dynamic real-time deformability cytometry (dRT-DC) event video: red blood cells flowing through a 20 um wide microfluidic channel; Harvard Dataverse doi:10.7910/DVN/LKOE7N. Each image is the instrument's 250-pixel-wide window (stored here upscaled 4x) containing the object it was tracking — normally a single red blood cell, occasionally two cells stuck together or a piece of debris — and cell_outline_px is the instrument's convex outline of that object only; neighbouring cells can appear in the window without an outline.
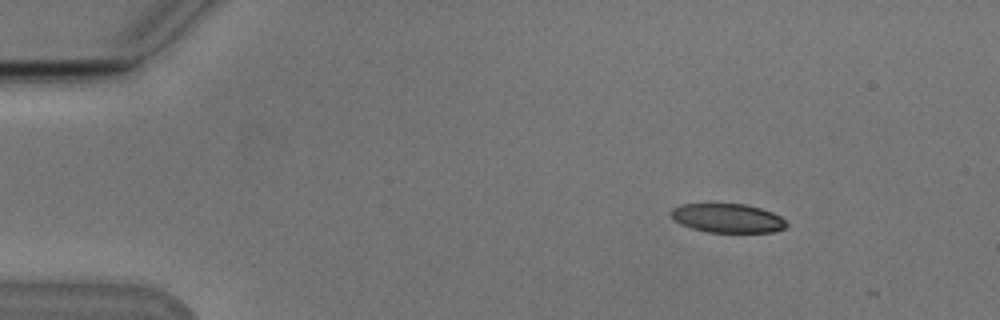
{"species": "Egyptian fruit bat (a non-hibernating species)", "species_latin": "Rousettus aegyptiacus", "temperature_condition": "cold", "stored_images_in_passage": 7, "camera_frame_rate_fps": 3000, "um_per_image_px": 0.085, "animal": {"sex": "male"}, "frame": {"image": 1, "passage_image": 1, "time_ms": 0.0, "image_size_px": [1000, 320], "cell_outline_px": [[788, 224], [784, 228], [772, 232], [708, 232], [692, 228], [680, 224], [668, 212], [672, 208], [680, 204], [744, 204], [760, 208], [772, 212], [780, 216]], "centroid_in_image_um": [61.82, 18.54], "position_along_channel_um": 23.2, "area_um2": 19.42}}